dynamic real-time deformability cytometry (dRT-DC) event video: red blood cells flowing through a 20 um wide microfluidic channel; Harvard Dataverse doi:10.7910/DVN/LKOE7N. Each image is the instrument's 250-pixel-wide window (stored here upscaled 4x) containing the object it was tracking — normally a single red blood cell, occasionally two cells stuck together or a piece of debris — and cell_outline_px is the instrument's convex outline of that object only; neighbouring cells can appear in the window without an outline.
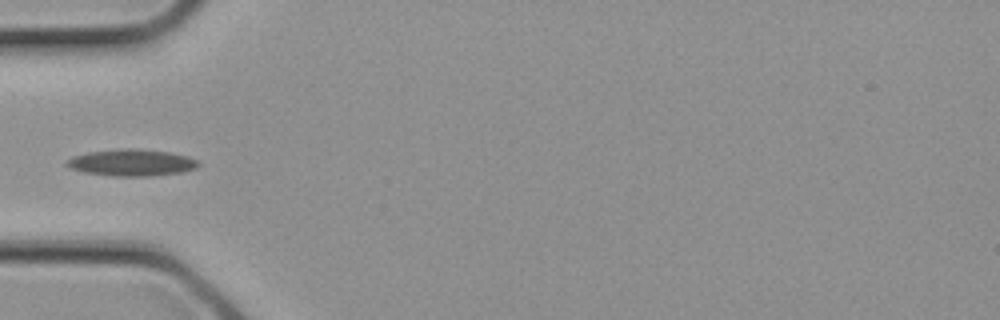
{"species": "common noctule bat (a hibernating species)", "species_latin": "Nyctalus noctula", "temperature_condition": "cold", "stored_images_in_passage": 4, "camera_frame_rate_fps": 3000, "um_per_image_px": 0.085, "animal": {"sex": "female", "body_mass_g": 21.9}, "frame": {"image": 1, "passage_image": 4, "time_ms": 1.0, "image_size_px": [1000, 320], "cell_outline_px": [[200, 164], [196, 168], [184, 172], [148, 176], [112, 176], [84, 172], [68, 168], [64, 164], [72, 156], [88, 152], [124, 148], [132, 148], [168, 152], [188, 156], [196, 160]], "centroid_in_image_um": [11.17, 13.83], "position_along_channel_um": 73.8, "area_um2": 20.52}}